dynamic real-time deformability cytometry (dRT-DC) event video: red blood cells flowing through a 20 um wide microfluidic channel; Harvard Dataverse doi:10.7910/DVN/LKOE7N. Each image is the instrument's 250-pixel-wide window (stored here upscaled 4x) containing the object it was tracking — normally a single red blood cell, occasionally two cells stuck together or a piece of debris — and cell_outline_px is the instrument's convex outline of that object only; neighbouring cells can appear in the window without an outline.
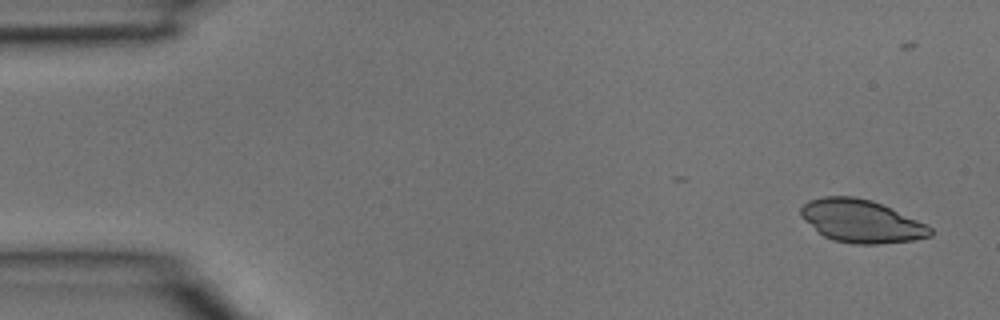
{"species": "common noctule bat (a hibernating species)", "species_latin": "Nyctalus noctula", "temperature_condition": "room temperature", "stored_images_in_passage": 4, "camera_frame_rate_fps": 3000, "um_per_image_px": 0.085, "animal": {"sex": "male", "body_mass_g": 15.6}, "frame": {"image": 1, "passage_image": 1, "time_ms": 0.0, "image_size_px": [1000, 320], "cell_outline_px": [[932, 236], [912, 240], [876, 244], [852, 244], [832, 240], [824, 236], [804, 220], [800, 216], [800, 208], [808, 200], [824, 196], [852, 196], [872, 200], [928, 224], [932, 228]], "centroid_in_image_um": [73.21, 18.79], "position_along_channel_um": 11.8, "area_um2": 32.37}}